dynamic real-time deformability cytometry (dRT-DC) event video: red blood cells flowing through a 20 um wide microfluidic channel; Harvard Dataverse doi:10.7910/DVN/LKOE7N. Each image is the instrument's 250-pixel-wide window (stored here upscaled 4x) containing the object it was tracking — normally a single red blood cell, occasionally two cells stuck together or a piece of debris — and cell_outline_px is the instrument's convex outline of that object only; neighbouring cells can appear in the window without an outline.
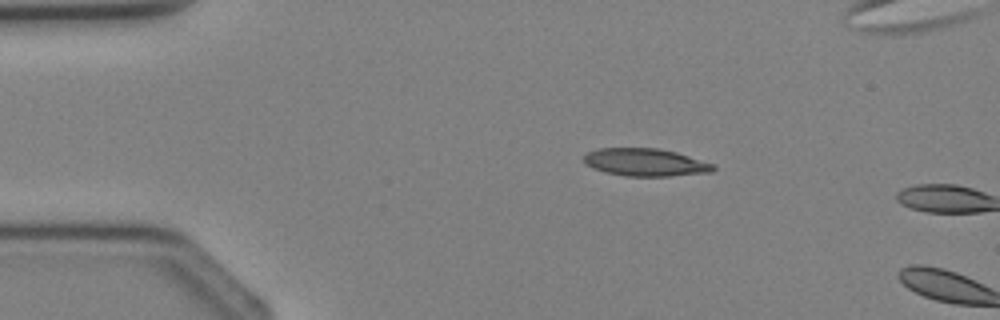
{"species": "Egyptian fruit bat (a non-hibernating species)", "species_latin": "Rousettus aegyptiacus", "temperature_condition": "cold", "stored_images_in_passage": 3, "camera_frame_rate_fps": 3000, "um_per_image_px": 0.085, "animal": {"sex": "female"}, "frame": {"image": 1, "passage_image": 2, "time_ms": 1.0, "image_size_px": [1000, 320], "cell_outline_px": [[716, 168], [712, 172], [668, 176], [624, 176], [592, 168], [584, 164], [584, 156], [588, 152], [600, 148], [656, 148], [676, 152], [716, 164]], "centroid_in_image_um": [54.88, 13.8], "position_along_channel_um": 30.1, "area_um2": 20.87}}